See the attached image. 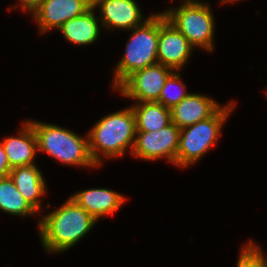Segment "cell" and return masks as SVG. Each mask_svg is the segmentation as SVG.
I'll return each mask as SVG.
<instances>
[{"label":"cell","mask_w":267,"mask_h":267,"mask_svg":"<svg viewBox=\"0 0 267 267\" xmlns=\"http://www.w3.org/2000/svg\"><path fill=\"white\" fill-rule=\"evenodd\" d=\"M235 104L236 102L231 100L221 106L211 117L180 129L176 167L185 169L196 164L216 145Z\"/></svg>","instance_id":"4"},{"label":"cell","mask_w":267,"mask_h":267,"mask_svg":"<svg viewBox=\"0 0 267 267\" xmlns=\"http://www.w3.org/2000/svg\"><path fill=\"white\" fill-rule=\"evenodd\" d=\"M15 183L19 193L28 204L38 213H41V198L47 192L46 180L37 164L12 168L9 175ZM43 208V209H42Z\"/></svg>","instance_id":"15"},{"label":"cell","mask_w":267,"mask_h":267,"mask_svg":"<svg viewBox=\"0 0 267 267\" xmlns=\"http://www.w3.org/2000/svg\"><path fill=\"white\" fill-rule=\"evenodd\" d=\"M11 168L7 159V154L0 142V178L10 175Z\"/></svg>","instance_id":"22"},{"label":"cell","mask_w":267,"mask_h":267,"mask_svg":"<svg viewBox=\"0 0 267 267\" xmlns=\"http://www.w3.org/2000/svg\"><path fill=\"white\" fill-rule=\"evenodd\" d=\"M0 210L17 216H33L37 212L17 190L10 176L0 178Z\"/></svg>","instance_id":"18"},{"label":"cell","mask_w":267,"mask_h":267,"mask_svg":"<svg viewBox=\"0 0 267 267\" xmlns=\"http://www.w3.org/2000/svg\"><path fill=\"white\" fill-rule=\"evenodd\" d=\"M237 1L239 2V1H241V0H221L220 3H221V4H223V3H224V4H225V3H226V4H228V3H230V4L232 3V4H233L234 2H237Z\"/></svg>","instance_id":"23"},{"label":"cell","mask_w":267,"mask_h":267,"mask_svg":"<svg viewBox=\"0 0 267 267\" xmlns=\"http://www.w3.org/2000/svg\"><path fill=\"white\" fill-rule=\"evenodd\" d=\"M136 0H94L92 7L98 10L99 19L102 28L110 30L129 31L142 25L153 13L147 18L143 13Z\"/></svg>","instance_id":"10"},{"label":"cell","mask_w":267,"mask_h":267,"mask_svg":"<svg viewBox=\"0 0 267 267\" xmlns=\"http://www.w3.org/2000/svg\"><path fill=\"white\" fill-rule=\"evenodd\" d=\"M190 93L186 90L179 71H173L165 81L157 102L172 109Z\"/></svg>","instance_id":"19"},{"label":"cell","mask_w":267,"mask_h":267,"mask_svg":"<svg viewBox=\"0 0 267 267\" xmlns=\"http://www.w3.org/2000/svg\"><path fill=\"white\" fill-rule=\"evenodd\" d=\"M135 115L136 132H152L172 122L171 109L157 101L135 102L131 105Z\"/></svg>","instance_id":"17"},{"label":"cell","mask_w":267,"mask_h":267,"mask_svg":"<svg viewBox=\"0 0 267 267\" xmlns=\"http://www.w3.org/2000/svg\"><path fill=\"white\" fill-rule=\"evenodd\" d=\"M162 13L195 49L199 47L207 52L214 51L216 26L209 2L183 0L178 7H171Z\"/></svg>","instance_id":"6"},{"label":"cell","mask_w":267,"mask_h":267,"mask_svg":"<svg viewBox=\"0 0 267 267\" xmlns=\"http://www.w3.org/2000/svg\"><path fill=\"white\" fill-rule=\"evenodd\" d=\"M172 72L171 68L156 63L132 73L115 91L134 102L158 101L165 81Z\"/></svg>","instance_id":"8"},{"label":"cell","mask_w":267,"mask_h":267,"mask_svg":"<svg viewBox=\"0 0 267 267\" xmlns=\"http://www.w3.org/2000/svg\"><path fill=\"white\" fill-rule=\"evenodd\" d=\"M91 5H93L94 0H87Z\"/></svg>","instance_id":"24"},{"label":"cell","mask_w":267,"mask_h":267,"mask_svg":"<svg viewBox=\"0 0 267 267\" xmlns=\"http://www.w3.org/2000/svg\"><path fill=\"white\" fill-rule=\"evenodd\" d=\"M221 106L208 95L190 93L171 109L172 122L182 129L211 117Z\"/></svg>","instance_id":"13"},{"label":"cell","mask_w":267,"mask_h":267,"mask_svg":"<svg viewBox=\"0 0 267 267\" xmlns=\"http://www.w3.org/2000/svg\"><path fill=\"white\" fill-rule=\"evenodd\" d=\"M92 160L101 167L103 160L131 153L135 143L136 123L132 107L112 112L97 121L87 132ZM103 159V160H102Z\"/></svg>","instance_id":"2"},{"label":"cell","mask_w":267,"mask_h":267,"mask_svg":"<svg viewBox=\"0 0 267 267\" xmlns=\"http://www.w3.org/2000/svg\"><path fill=\"white\" fill-rule=\"evenodd\" d=\"M263 252L261 246L250 239L239 251L236 267H267V257Z\"/></svg>","instance_id":"20"},{"label":"cell","mask_w":267,"mask_h":267,"mask_svg":"<svg viewBox=\"0 0 267 267\" xmlns=\"http://www.w3.org/2000/svg\"><path fill=\"white\" fill-rule=\"evenodd\" d=\"M92 5L87 0H42L31 13L41 34L57 30L72 18L83 15Z\"/></svg>","instance_id":"11"},{"label":"cell","mask_w":267,"mask_h":267,"mask_svg":"<svg viewBox=\"0 0 267 267\" xmlns=\"http://www.w3.org/2000/svg\"><path fill=\"white\" fill-rule=\"evenodd\" d=\"M96 9L91 7L83 15L70 19L62 24L57 31L74 45H90L100 37L102 26Z\"/></svg>","instance_id":"16"},{"label":"cell","mask_w":267,"mask_h":267,"mask_svg":"<svg viewBox=\"0 0 267 267\" xmlns=\"http://www.w3.org/2000/svg\"><path fill=\"white\" fill-rule=\"evenodd\" d=\"M180 129L171 122L152 132H136L131 155L145 161L165 159L175 165Z\"/></svg>","instance_id":"7"},{"label":"cell","mask_w":267,"mask_h":267,"mask_svg":"<svg viewBox=\"0 0 267 267\" xmlns=\"http://www.w3.org/2000/svg\"><path fill=\"white\" fill-rule=\"evenodd\" d=\"M37 138L38 152H44L56 161L74 167L98 168L92 160L88 135L51 123L28 120Z\"/></svg>","instance_id":"3"},{"label":"cell","mask_w":267,"mask_h":267,"mask_svg":"<svg viewBox=\"0 0 267 267\" xmlns=\"http://www.w3.org/2000/svg\"><path fill=\"white\" fill-rule=\"evenodd\" d=\"M18 131V136H8L0 142L7 154L10 168L36 164L38 153L37 138L32 125L26 120Z\"/></svg>","instance_id":"14"},{"label":"cell","mask_w":267,"mask_h":267,"mask_svg":"<svg viewBox=\"0 0 267 267\" xmlns=\"http://www.w3.org/2000/svg\"><path fill=\"white\" fill-rule=\"evenodd\" d=\"M123 57L113 70L112 90L137 70L157 62L159 13H154L140 26L130 30Z\"/></svg>","instance_id":"5"},{"label":"cell","mask_w":267,"mask_h":267,"mask_svg":"<svg viewBox=\"0 0 267 267\" xmlns=\"http://www.w3.org/2000/svg\"><path fill=\"white\" fill-rule=\"evenodd\" d=\"M97 221L71 197L38 221L40 242L48 253L61 254L76 245Z\"/></svg>","instance_id":"1"},{"label":"cell","mask_w":267,"mask_h":267,"mask_svg":"<svg viewBox=\"0 0 267 267\" xmlns=\"http://www.w3.org/2000/svg\"><path fill=\"white\" fill-rule=\"evenodd\" d=\"M42 0H17L12 6L8 8V10L14 9L17 6L22 9L24 12L32 13L39 5Z\"/></svg>","instance_id":"21"},{"label":"cell","mask_w":267,"mask_h":267,"mask_svg":"<svg viewBox=\"0 0 267 267\" xmlns=\"http://www.w3.org/2000/svg\"><path fill=\"white\" fill-rule=\"evenodd\" d=\"M195 48L187 38L159 12L157 62L173 71H181Z\"/></svg>","instance_id":"9"},{"label":"cell","mask_w":267,"mask_h":267,"mask_svg":"<svg viewBox=\"0 0 267 267\" xmlns=\"http://www.w3.org/2000/svg\"><path fill=\"white\" fill-rule=\"evenodd\" d=\"M70 197L97 222L116 213L126 201V196L107 188H88Z\"/></svg>","instance_id":"12"}]
</instances>
